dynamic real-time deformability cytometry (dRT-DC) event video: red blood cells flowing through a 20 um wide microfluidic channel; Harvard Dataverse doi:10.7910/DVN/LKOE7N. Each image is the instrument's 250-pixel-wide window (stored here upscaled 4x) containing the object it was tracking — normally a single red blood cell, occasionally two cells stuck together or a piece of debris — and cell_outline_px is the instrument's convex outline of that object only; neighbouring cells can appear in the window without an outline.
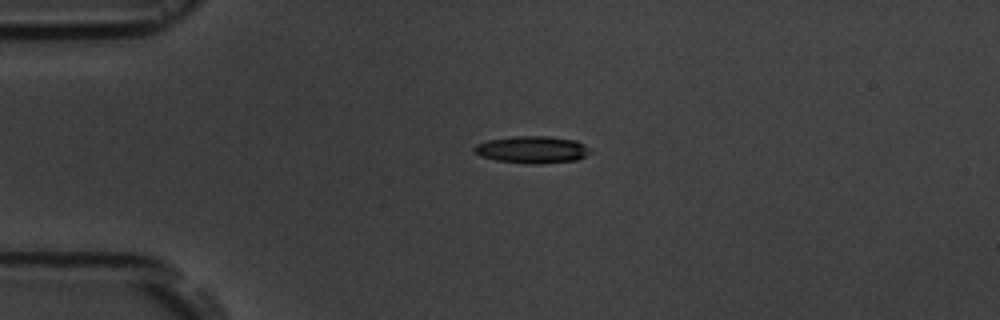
{"species": "common noctule bat (a hibernating species)", "species_latin": "Nyctalus noctula", "temperature_condition": "room temperature", "stored_images_in_passage": 4, "camera_frame_rate_fps": 3000, "um_per_image_px": 0.085, "animal": {"sex": "male", "body_mass_g": 19.5, "forearm_length_mm": 54.6}, "frame": {"image": 1, "passage_image": 3, "time_ms": 2.333, "image_size_px": [1000, 320], "cell_outline_px": [[592, 152], [576, 160], [540, 164], [528, 164], [496, 160], [480, 156], [472, 152], [472, 148], [476, 144], [488, 140], [516, 136], [548, 136], [576, 140], [592, 148]], "centroid_in_image_um": [45.23, 12.72], "position_along_channel_um": 39.8, "area_um2": 18.55}}